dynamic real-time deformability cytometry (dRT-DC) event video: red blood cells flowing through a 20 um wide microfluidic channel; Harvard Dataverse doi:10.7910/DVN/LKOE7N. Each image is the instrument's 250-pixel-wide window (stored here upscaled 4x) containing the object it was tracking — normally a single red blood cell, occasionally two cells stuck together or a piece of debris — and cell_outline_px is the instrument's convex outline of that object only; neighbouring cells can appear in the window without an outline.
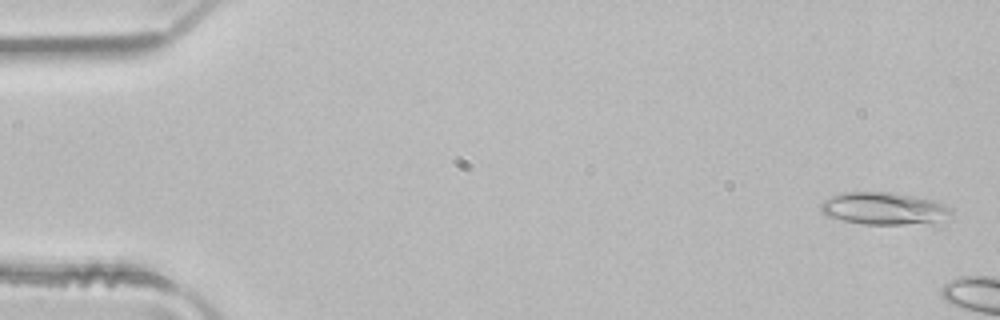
{"species": "common noctule bat (a hibernating species)", "species_latin": "Nyctalus noctula", "temperature_condition": "room temperature", "stored_images_in_passage": 3, "camera_frame_rate_fps": 3000, "um_per_image_px": 0.085, "animal": {"sex": "male", "body_mass_g": 21.5, "forearm_length_mm": 52.0}, "frame": {"image": 1, "passage_image": 1, "time_ms": 0.0, "image_size_px": [1000, 320], "cell_outline_px": [[952, 212], [936, 220], [900, 224], [860, 224], [840, 220], [828, 216], [820, 212], [820, 204], [824, 200], [840, 192], [888, 192], [916, 196], [932, 200], [944, 204], [952, 208]], "centroid_in_image_um": [75.01, 17.7], "position_along_channel_um": 10.0, "area_um2": 24.16}}